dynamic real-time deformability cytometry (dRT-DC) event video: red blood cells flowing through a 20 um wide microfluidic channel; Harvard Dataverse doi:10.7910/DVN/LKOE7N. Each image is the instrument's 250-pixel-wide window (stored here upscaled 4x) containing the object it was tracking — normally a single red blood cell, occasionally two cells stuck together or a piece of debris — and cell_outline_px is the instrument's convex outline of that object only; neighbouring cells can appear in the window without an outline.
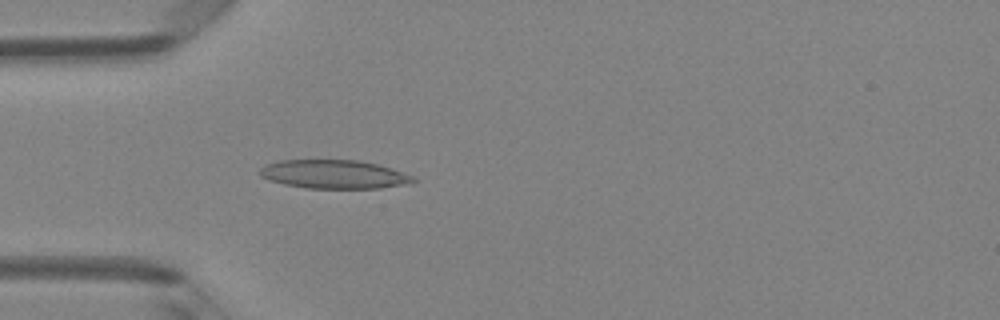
{"species": "Egyptian fruit bat (a non-hibernating species)", "species_latin": "Rousettus aegyptiacus", "temperature_condition": "room temperature", "stored_images_in_passage": 39, "camera_frame_rate_fps": 3000, "um_per_image_px": 0.085, "animal": {"sex": "female"}, "frame": {"image": 1, "passage_image": 5, "time_ms": 1.333, "image_size_px": [1000, 320], "cell_outline_px": [[416, 180], [412, 184], [380, 188], [304, 188], [284, 184], [268, 180], [260, 176], [260, 168], [264, 164], [280, 160], [356, 160], [376, 164], [412, 176]], "centroid_in_image_um": [28.34, 14.82], "position_along_channel_um": 56.7, "area_um2": 25.55}}
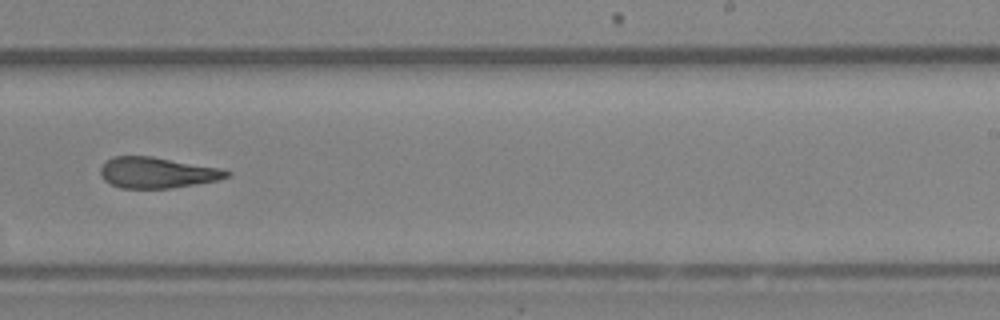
{"frame": {"image": 2, "passage_image": 21, "time_ms": 6.667, "image_size_px": [1000, 320], "cell_outline_px": [[232, 172], [228, 176], [216, 180], [172, 188], [120, 188], [104, 180], [100, 172], [100, 168], [112, 156], [152, 156], [220, 168]], "centroid_in_image_um": [13.34, 14.67], "position_along_channel_um": 275.7, "area_um2": 22.48}}
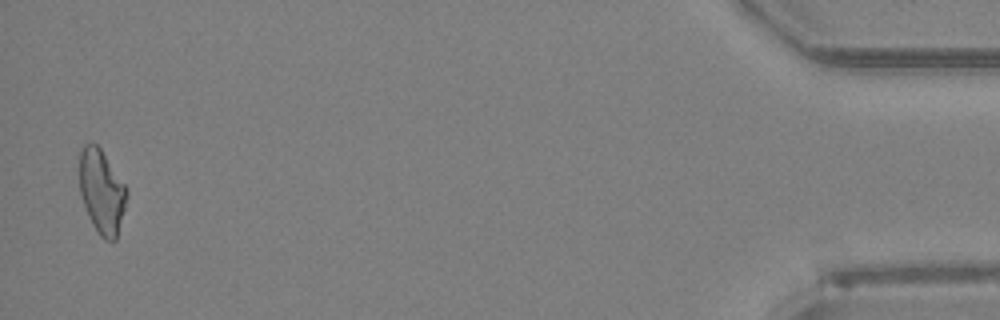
{"frame": {"image": 3, "passage_image": 38, "time_ms": 12.333, "image_size_px": [1000, 320], "cell_outline_px": [[128, 196], [116, 240], [104, 240], [100, 236], [92, 224], [84, 204], [80, 192], [80, 148], [84, 144], [96, 144], [100, 148], [128, 188]], "centroid_in_image_um": [8.67, 16.29], "position_along_channel_um": 426.5, "area_um2": 23.06}, "authors_computed_cell_mechanics": {"area_um2": 23.3512, "velocity_mm_per_s": 4.2212, "shape_relaxation_time_tau1_ms": null, "shape_relaxation_time_tau2_ms": 3.5399, "deformation_change_tau1": null, "deformation_change_tau2": 0.1293}}